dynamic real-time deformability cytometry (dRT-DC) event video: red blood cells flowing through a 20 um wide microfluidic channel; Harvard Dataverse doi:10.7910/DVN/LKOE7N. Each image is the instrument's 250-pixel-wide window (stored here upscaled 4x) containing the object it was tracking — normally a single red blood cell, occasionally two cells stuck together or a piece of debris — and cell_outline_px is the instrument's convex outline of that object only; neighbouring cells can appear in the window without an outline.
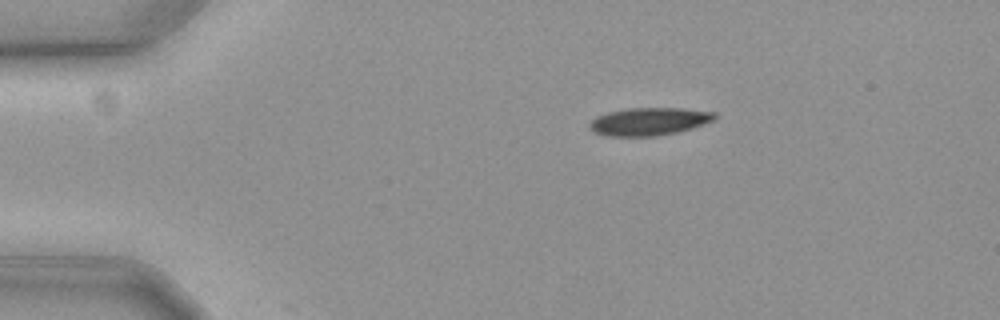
{"species": "common noctule bat (a hibernating species)", "species_latin": "Nyctalus noctula", "temperature_condition": "cold", "stored_images_in_passage": 3, "camera_frame_rate_fps": 3000, "um_per_image_px": 0.085, "animal": {"sex": "female", "body_mass_g": 19.3, "forearm_length_mm": 54.1}, "frame": {"image": 1, "passage_image": 1, "time_ms": 0.0, "image_size_px": [1000, 320], "cell_outline_px": [[716, 120], [692, 128], [676, 132], [656, 136], [608, 136], [596, 132], [588, 124], [596, 116], [608, 112], [628, 108], [684, 108], [716, 112]], "centroid_in_image_um": [55.22, 10.31], "position_along_channel_um": 29.8, "area_um2": 20.23}}